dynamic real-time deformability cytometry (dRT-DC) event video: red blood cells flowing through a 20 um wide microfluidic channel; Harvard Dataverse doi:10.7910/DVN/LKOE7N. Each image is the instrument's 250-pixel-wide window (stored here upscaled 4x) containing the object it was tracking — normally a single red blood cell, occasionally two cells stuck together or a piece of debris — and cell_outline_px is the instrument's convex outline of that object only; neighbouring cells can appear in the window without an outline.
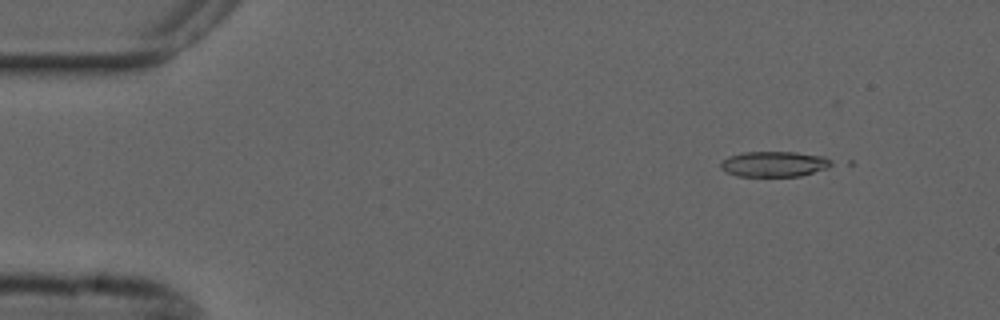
{"species": "common noctule bat (a hibernating species)", "species_latin": "Nyctalus noctula", "temperature_condition": "cold", "stored_images_in_passage": 8, "camera_frame_rate_fps": 3000, "um_per_image_px": 0.085, "animal": {"sex": "male", "forearm_length_mm": 52.5}, "frame": {"image": 1, "passage_image": 6, "time_ms": 1.667, "image_size_px": [1000, 320], "cell_outline_px": [[836, 164], [828, 168], [800, 176], [736, 176], [720, 168], [720, 164], [728, 156], [744, 152], [796, 152], [824, 156], [832, 160]], "centroid_in_image_um": [65.86, 13.94], "position_along_channel_um": 19.1, "area_um2": 16.53}}